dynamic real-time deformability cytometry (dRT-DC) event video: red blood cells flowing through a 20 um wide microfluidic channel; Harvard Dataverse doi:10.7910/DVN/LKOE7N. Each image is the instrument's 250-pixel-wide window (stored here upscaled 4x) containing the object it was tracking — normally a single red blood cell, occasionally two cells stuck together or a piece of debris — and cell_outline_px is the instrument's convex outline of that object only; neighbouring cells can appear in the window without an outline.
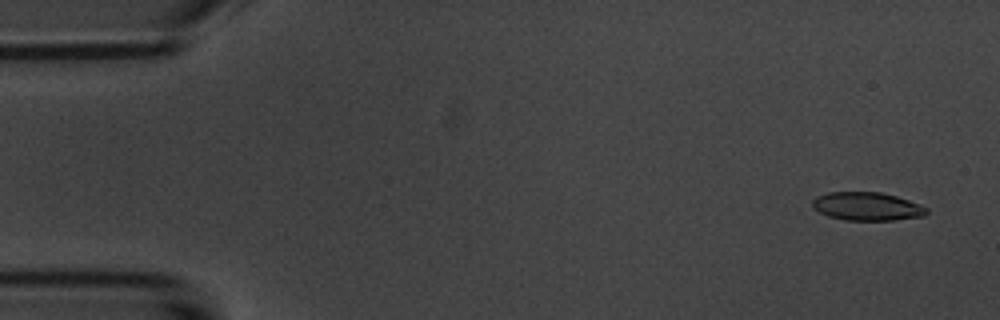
{"species": "common noctule bat (a hibernating species)", "species_latin": "Nyctalus noctula", "temperature_condition": "room temperature", "stored_images_in_passage": 8, "camera_frame_rate_fps": 3000, "um_per_image_px": 0.085, "animal": {"sex": "male", "body_mass_g": 20.1, "forearm_length_mm": 53.5}, "frame": {"image": 1, "passage_image": 1, "time_ms": 0.0, "image_size_px": [1000, 320], "cell_outline_px": [[928, 212], [924, 216], [892, 220], [844, 220], [828, 216], [812, 208], [812, 200], [816, 196], [828, 192], [880, 192], [896, 196], [920, 204], [928, 208]], "centroid_in_image_um": [73.68, 17.54], "position_along_channel_um": 11.3, "area_um2": 18.9}}
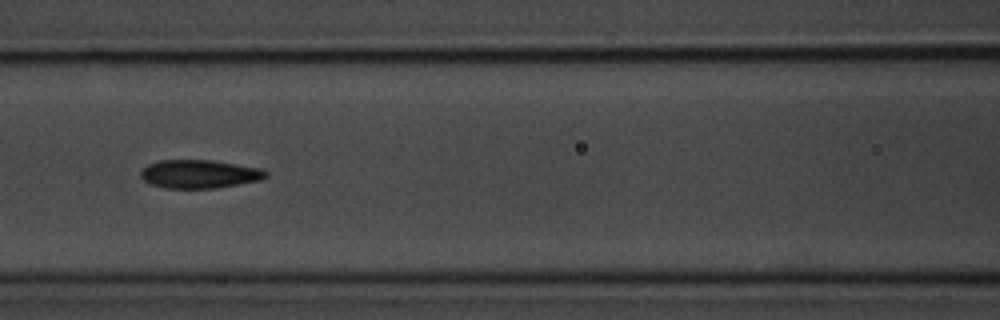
{"frame": {"image": 2, "passage_image": 7, "time_ms": 7.0, "image_size_px": [1000, 320], "cell_outline_px": [[268, 176], [260, 180], [216, 188], [164, 188], [152, 184], [144, 180], [140, 176], [140, 172], [148, 164], [160, 160], [212, 160], [260, 168], [268, 172]], "centroid_in_image_um": [16.95, 14.79], "position_along_channel_um": 149.7, "area_um2": 20.63}}
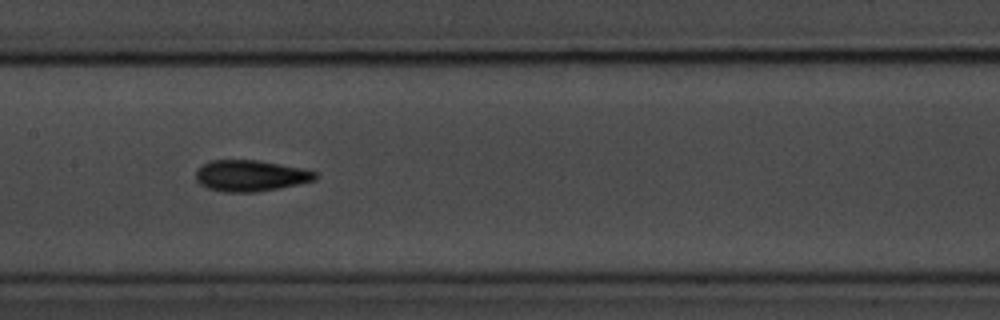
{"frame": {"image": 3, "passage_image": 8, "time_ms": 8.0, "image_size_px": [1000, 320], "cell_outline_px": [[320, 176], [316, 180], [280, 188], [256, 192], [224, 192], [208, 188], [200, 184], [196, 180], [196, 172], [208, 160], [260, 160], [304, 168], [316, 172]], "centroid_in_image_um": [21.34, 14.93], "position_along_channel_um": 186.1, "area_um2": 21.91}}